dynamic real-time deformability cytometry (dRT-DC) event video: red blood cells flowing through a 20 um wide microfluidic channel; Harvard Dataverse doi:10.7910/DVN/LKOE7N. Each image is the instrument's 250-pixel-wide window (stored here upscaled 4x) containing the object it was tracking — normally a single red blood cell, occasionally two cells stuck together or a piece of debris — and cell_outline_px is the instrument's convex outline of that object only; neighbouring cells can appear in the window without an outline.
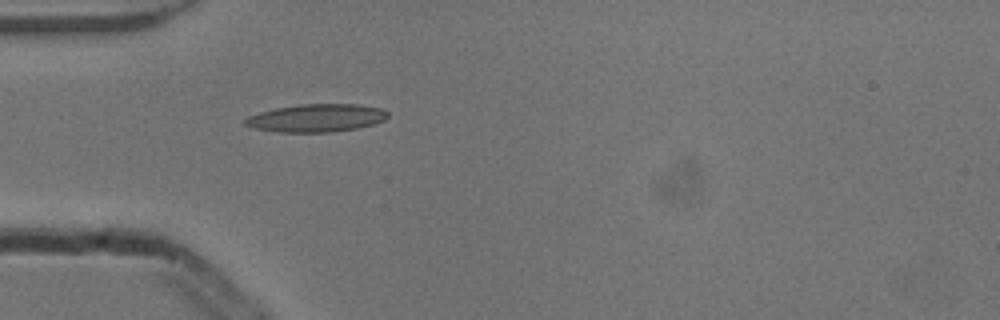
{"species": "common noctule bat (a hibernating species)", "species_latin": "Nyctalus noctula", "temperature_condition": "cold", "stored_images_in_passage": 36, "camera_frame_rate_fps": 3000, "um_per_image_px": 0.085, "animal": {"sex": "male", "body_mass_g": 13.3}, "frame": {"image": 1, "passage_image": 1, "time_ms": 0.0, "image_size_px": [1000, 320], "cell_outline_px": [[388, 116], [384, 120], [372, 124], [356, 128], [332, 132], [280, 132], [256, 128], [244, 124], [244, 120], [248, 116], [260, 112], [276, 108], [300, 104], [356, 104], [380, 108], [388, 112]], "centroid_in_image_um": [26.9, 10.02], "position_along_channel_um": 58.1, "area_um2": 22.95}}
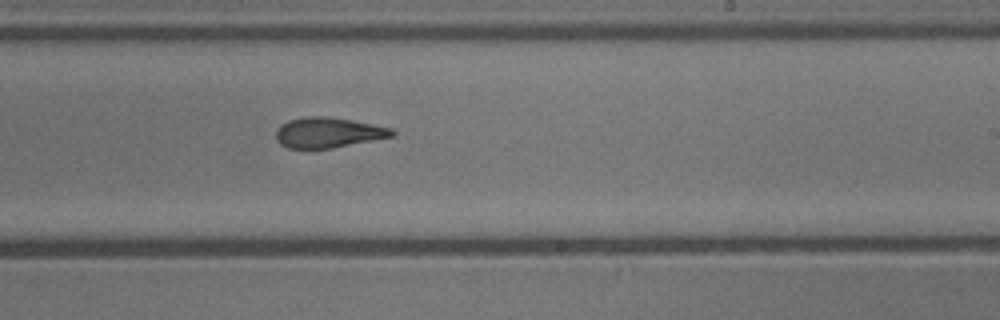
{"frame": {"image": 2, "passage_image": 17, "time_ms": 5.333, "image_size_px": [1000, 320], "cell_outline_px": [[396, 136], [332, 148], [288, 148], [280, 144], [276, 140], [276, 132], [280, 124], [288, 120], [308, 116], [328, 116], [352, 120], [392, 128], [396, 132]], "centroid_in_image_um": [27.91, 11.26], "position_along_channel_um": 261.1, "area_um2": 20.63}}
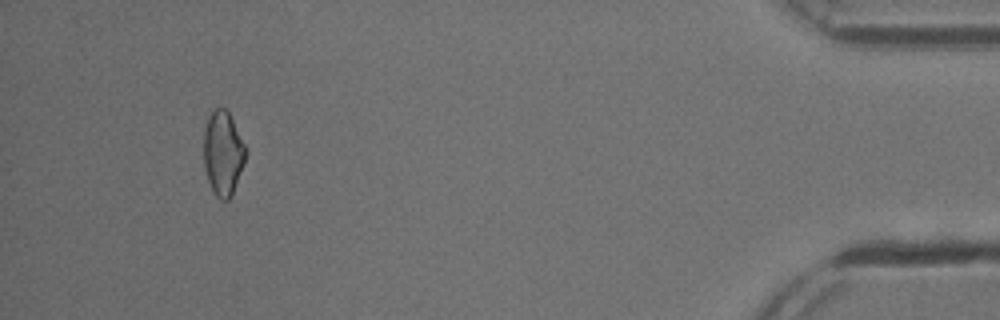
{"frame": {"image": 3, "passage_image": 33, "time_ms": 10.667, "image_size_px": [1000, 320], "cell_outline_px": [[248, 152], [244, 164], [232, 192], [228, 200], [220, 200], [216, 196], [208, 180], [204, 168], [204, 128], [208, 116], [216, 108], [224, 108], [228, 112]], "centroid_in_image_um": [18.94, 13.02], "position_along_channel_um": 416.3, "area_um2": 20.35}, "authors_computed_cell_mechanics": {"area_um2": 21.0681, "velocity_mm_per_s": 3.8618, "shape_relaxation_time_tau1_ms": null, "shape_relaxation_time_tau2_ms": 2.5885, "deformation_change_tau1": null, "deformation_change_tau2": 0.1152}}